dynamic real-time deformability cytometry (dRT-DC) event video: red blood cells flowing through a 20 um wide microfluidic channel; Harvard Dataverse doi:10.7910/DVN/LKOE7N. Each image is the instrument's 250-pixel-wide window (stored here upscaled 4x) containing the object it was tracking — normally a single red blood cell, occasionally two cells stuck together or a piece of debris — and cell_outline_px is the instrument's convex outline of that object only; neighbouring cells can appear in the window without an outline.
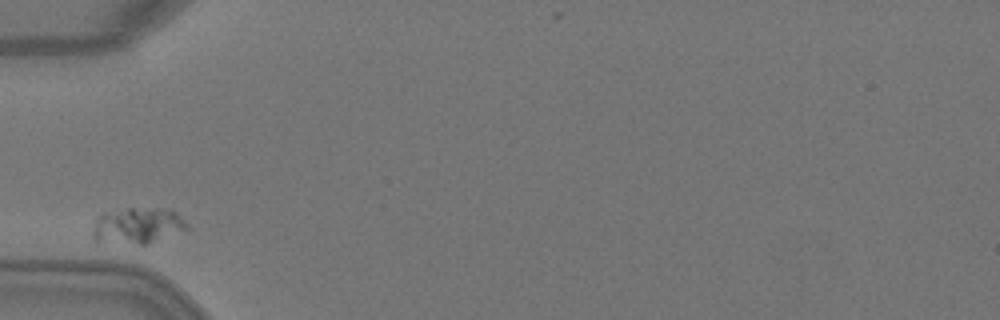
{"species": "Egyptian fruit bat (a non-hibernating species)", "species_latin": "Rousettus aegyptiacus", "temperature_condition": "warm", "stored_images_in_passage": 7, "camera_frame_rate_fps": 3000, "um_per_image_px": 0.085, "animal": {"sex": "female"}, "frame": {"image": 1, "passage_image": 1, "time_ms": 0.0, "image_size_px": [1000, 320], "cell_outline_px": [[188, 228], [144, 244], [140, 244], [96, 240], [92, 236], [92, 232], [96, 220], [104, 212], [128, 208], [156, 208], [176, 212], [188, 224]], "centroid_in_image_um": [11.67, 19.15], "position_along_channel_um": 73.3, "area_um2": 19.13}}
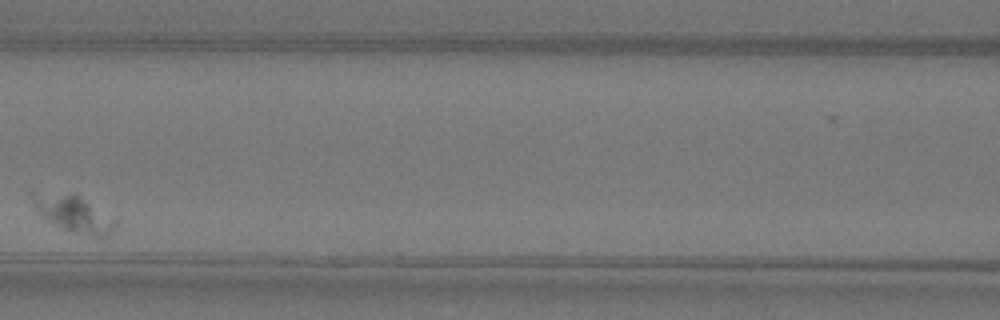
{"frame": {"image": 2, "passage_image": 3, "time_ms": 0.667, "image_size_px": [1000, 320], "cell_outline_px": [[116, 220], [108, 232], [104, 236], [96, 236], [72, 232], [48, 220], [32, 204], [32, 192], [76, 196], [116, 216]], "centroid_in_image_um": [6.28, 18.17], "position_along_channel_um": 160.3, "area_um2": 16.53}}
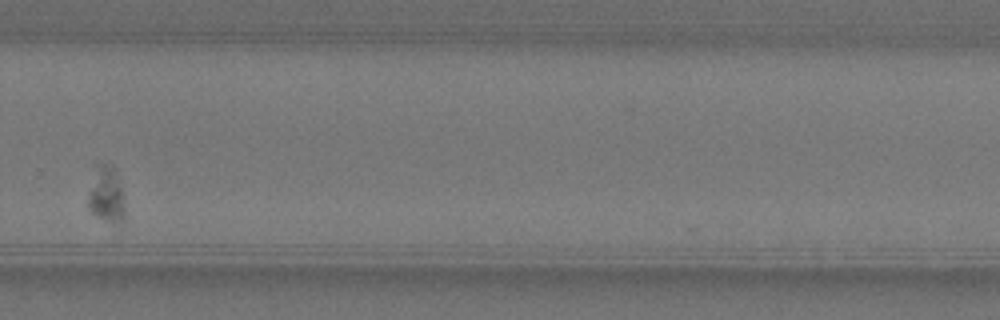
{"frame": {"image": 3, "passage_image": 7, "time_ms": 2.0, "image_size_px": [1000, 320], "cell_outline_px": [[124, 224], [120, 232], [92, 212], [88, 208], [88, 196], [96, 164], [112, 164], [116, 168], [124, 208]], "centroid_in_image_um": [9.08, 16.67], "position_along_channel_um": 320.7, "area_um2": 12.54}}